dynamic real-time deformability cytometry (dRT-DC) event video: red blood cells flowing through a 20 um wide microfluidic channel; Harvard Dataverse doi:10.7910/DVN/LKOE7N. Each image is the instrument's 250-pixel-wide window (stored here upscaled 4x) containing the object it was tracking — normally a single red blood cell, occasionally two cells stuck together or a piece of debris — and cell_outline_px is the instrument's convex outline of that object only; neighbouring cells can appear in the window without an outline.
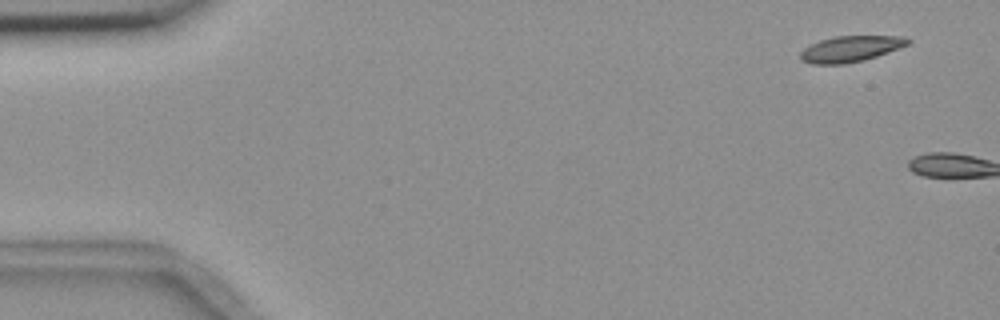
{"species": "common noctule bat (a hibernating species)", "species_latin": "Nyctalus noctula", "temperature_condition": "room temperature", "stored_images_in_passage": 2, "camera_frame_rate_fps": 3000, "um_per_image_px": 0.085, "animal": {"sex": "female", "body_mass_g": 18.4}, "frame": {"image": 1, "passage_image": 1, "time_ms": 0.0, "image_size_px": [1000, 320], "cell_outline_px": [[912, 40], [908, 44], [876, 56], [864, 60], [844, 64], [812, 64], [800, 60], [800, 52], [804, 48], [820, 40], [832, 36], [908, 36]], "centroid_in_image_um": [72.28, 4.15], "position_along_channel_um": 12.7, "area_um2": 16.24}}